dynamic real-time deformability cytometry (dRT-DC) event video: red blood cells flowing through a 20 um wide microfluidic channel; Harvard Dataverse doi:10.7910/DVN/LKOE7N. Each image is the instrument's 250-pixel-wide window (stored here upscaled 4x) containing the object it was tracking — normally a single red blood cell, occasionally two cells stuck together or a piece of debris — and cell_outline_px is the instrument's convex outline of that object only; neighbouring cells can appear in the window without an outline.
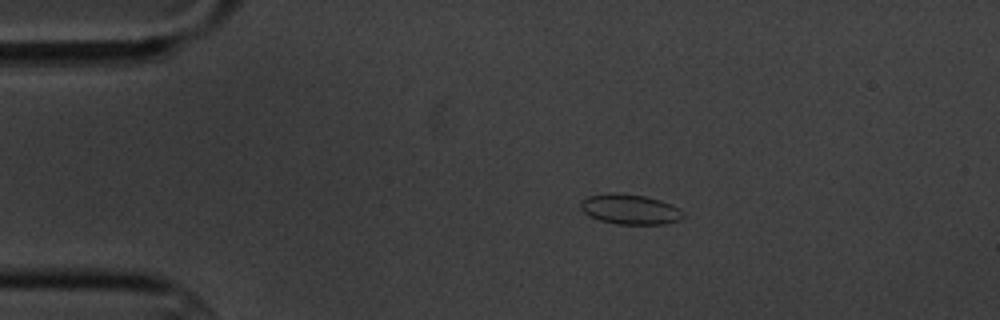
{"species": "common noctule bat (a hibernating species)", "species_latin": "Nyctalus noctula", "temperature_condition": "cold", "stored_images_in_passage": 5, "camera_frame_rate_fps": 3000, "um_per_image_px": 0.085, "animal": {"sex": "male", "body_mass_g": 20.1, "forearm_length_mm": 53.5}, "frame": {"image": 1, "passage_image": 3, "time_ms": 3.333, "image_size_px": [1000, 320], "cell_outline_px": [[684, 216], [680, 220], [664, 224], [616, 224], [600, 220], [588, 216], [580, 208], [580, 204], [588, 196], [612, 192], [644, 196], [660, 200], [680, 208], [684, 212]], "centroid_in_image_um": [53.57, 17.79], "position_along_channel_um": 31.4, "area_um2": 17.98}}